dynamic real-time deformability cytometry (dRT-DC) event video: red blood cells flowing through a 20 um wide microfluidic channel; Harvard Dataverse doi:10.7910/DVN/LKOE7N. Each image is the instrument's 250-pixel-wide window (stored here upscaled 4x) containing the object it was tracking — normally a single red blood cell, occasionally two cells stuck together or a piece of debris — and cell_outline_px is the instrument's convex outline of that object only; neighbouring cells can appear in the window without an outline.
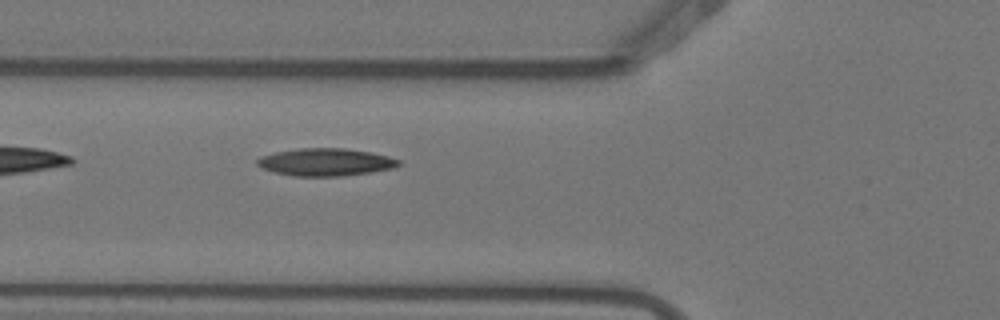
{"species": "Egyptian fruit bat (a non-hibernating species)", "species_latin": "Rousettus aegyptiacus", "temperature_condition": "warm", "stored_images_in_passage": 6, "camera_frame_rate_fps": 3000, "um_per_image_px": 0.085, "animal": {"sex": "female"}, "frame": {"image": 1, "passage_image": 6, "time_ms": 1.667, "image_size_px": [1000, 320], "cell_outline_px": [[400, 164], [396, 168], [340, 176], [296, 176], [276, 172], [260, 168], [256, 164], [256, 160], [260, 156], [276, 152], [300, 148], [344, 148], [372, 152], [388, 156], [400, 160]], "centroid_in_image_um": [27.67, 13.77], "position_along_channel_um": 98.1, "area_um2": 22.66}}